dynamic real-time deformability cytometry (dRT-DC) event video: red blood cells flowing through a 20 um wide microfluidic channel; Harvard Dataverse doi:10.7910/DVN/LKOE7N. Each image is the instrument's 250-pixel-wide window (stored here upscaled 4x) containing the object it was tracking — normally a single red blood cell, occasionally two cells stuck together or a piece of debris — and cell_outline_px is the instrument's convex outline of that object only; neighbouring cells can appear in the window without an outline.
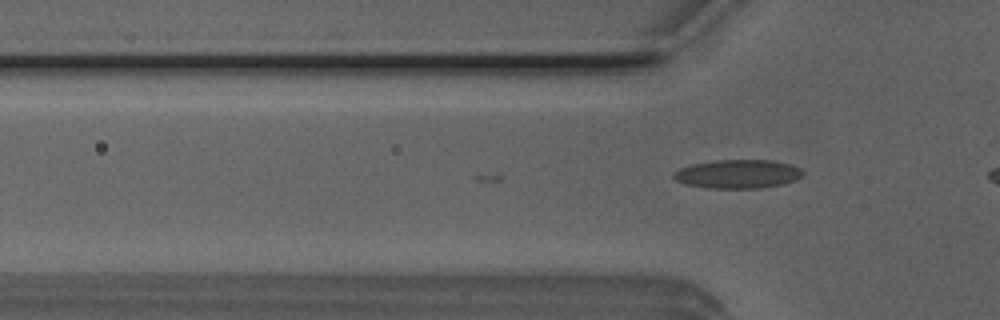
{"species": "Egyptian fruit bat (a non-hibernating species)", "species_latin": "Rousettus aegyptiacus", "temperature_condition": "room temperature", "stored_images_in_passage": 3, "camera_frame_rate_fps": 3000, "um_per_image_px": 0.085, "animal": {"sex": "male"}, "frame": {"image": 1, "passage_image": 3, "time_ms": 0.667, "image_size_px": [1000, 320], "cell_outline_px": [[804, 176], [796, 180], [784, 184], [760, 188], [708, 188], [684, 184], [676, 180], [672, 176], [672, 172], [680, 168], [692, 164], [716, 160], [772, 160], [788, 164], [800, 168], [804, 172]], "centroid_in_image_um": [62.72, 14.79], "position_along_channel_um": 63.1, "area_um2": 21.79}}